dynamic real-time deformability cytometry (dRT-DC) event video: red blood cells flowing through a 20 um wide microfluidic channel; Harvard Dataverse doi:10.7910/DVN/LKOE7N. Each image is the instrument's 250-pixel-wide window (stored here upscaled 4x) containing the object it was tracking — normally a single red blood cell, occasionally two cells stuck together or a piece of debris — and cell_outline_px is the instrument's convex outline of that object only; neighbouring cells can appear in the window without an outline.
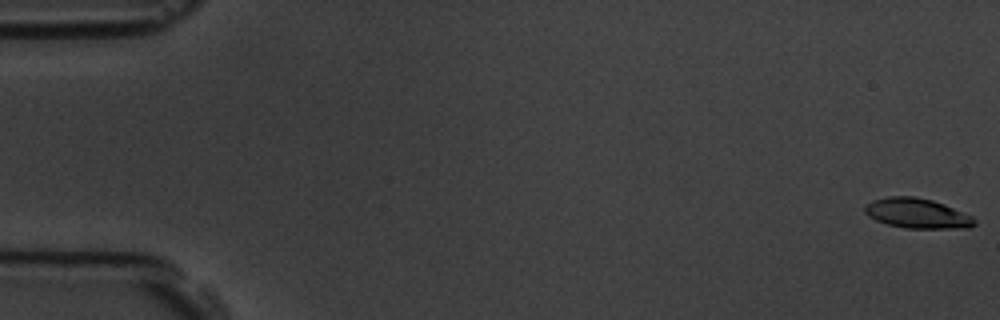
{"species": "common noctule bat (a hibernating species)", "species_latin": "Nyctalus noctula", "temperature_condition": "room temperature", "stored_images_in_passage": 5, "camera_frame_rate_fps": 3000, "um_per_image_px": 0.085, "animal": {"sex": "male", "body_mass_g": 19.5, "forearm_length_mm": 54.6}, "frame": {"image": 1, "passage_image": 1, "time_ms": 0.0, "image_size_px": [1000, 320], "cell_outline_px": [[976, 224], [968, 228], [904, 228], [888, 224], [876, 220], [868, 216], [864, 212], [864, 208], [872, 200], [888, 196], [912, 196], [932, 200], [944, 204], [972, 216], [976, 220]], "centroid_in_image_um": [77.96, 18.13], "position_along_channel_um": 7.0, "area_um2": 19.07}}
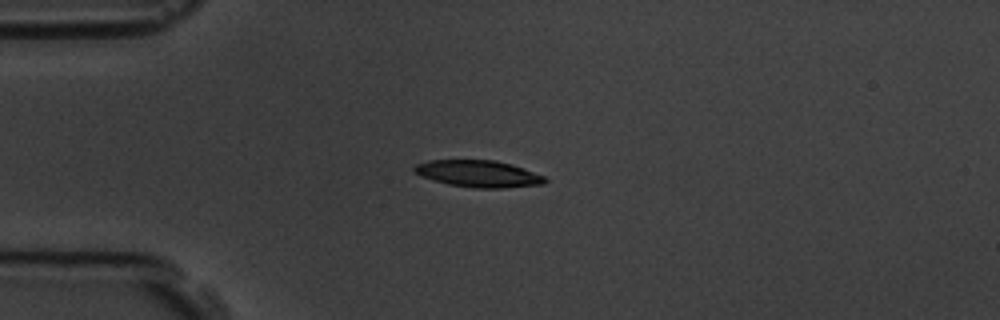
{"frame": {"image": 2, "passage_image": 5, "time_ms": 4.667, "image_size_px": [1000, 320], "cell_outline_px": [[548, 180], [544, 184], [500, 188], [476, 188], [448, 184], [424, 176], [416, 172], [412, 168], [416, 164], [428, 160], [496, 160], [512, 164], [524, 168], [544, 176]], "centroid_in_image_um": [40.71, 14.76], "position_along_channel_um": 44.3, "area_um2": 20.23}}